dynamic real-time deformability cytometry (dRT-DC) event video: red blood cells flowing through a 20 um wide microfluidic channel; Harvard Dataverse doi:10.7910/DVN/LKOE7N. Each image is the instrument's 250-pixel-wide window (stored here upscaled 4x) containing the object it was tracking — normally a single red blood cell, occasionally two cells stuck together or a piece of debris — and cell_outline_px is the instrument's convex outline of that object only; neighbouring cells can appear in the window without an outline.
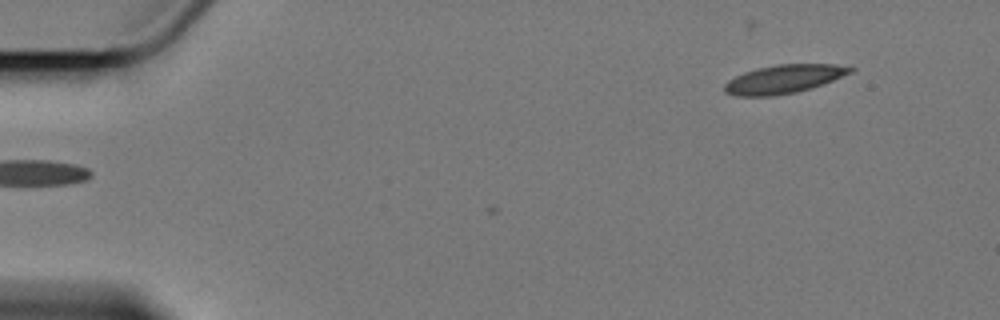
{"species": "Egyptian fruit bat (a non-hibernating species)", "species_latin": "Rousettus aegyptiacus", "temperature_condition": "cold", "stored_images_in_passage": 2, "camera_frame_rate_fps": 3000, "um_per_image_px": 0.085, "animal": {"sex": "female"}, "frame": {"image": 1, "passage_image": 2, "time_ms": 1.333, "image_size_px": [1000, 320], "cell_outline_px": [[856, 68], [852, 72], [832, 80], [796, 92], [772, 96], [736, 96], [724, 92], [724, 84], [728, 80], [744, 72], [756, 68], [776, 64], [836, 64]], "centroid_in_image_um": [66.58, 6.71], "position_along_channel_um": 18.4, "area_um2": 20.75}}